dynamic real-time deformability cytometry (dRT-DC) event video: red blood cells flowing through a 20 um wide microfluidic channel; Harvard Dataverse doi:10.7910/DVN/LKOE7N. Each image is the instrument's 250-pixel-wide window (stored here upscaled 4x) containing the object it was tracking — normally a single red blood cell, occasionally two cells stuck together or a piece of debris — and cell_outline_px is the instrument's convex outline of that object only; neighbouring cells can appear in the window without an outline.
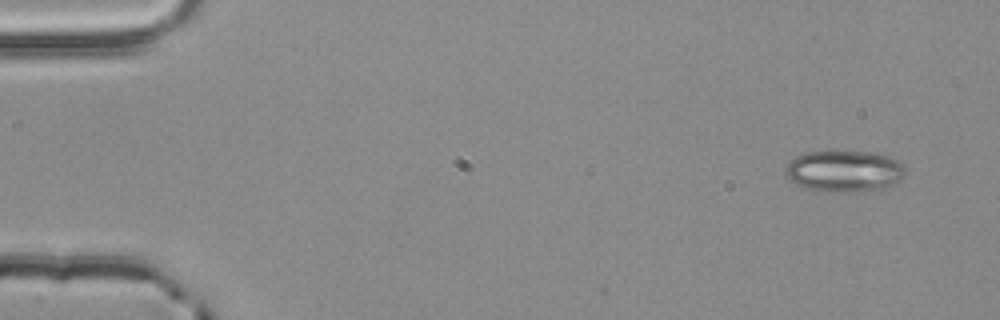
{"species": "common noctule bat (a hibernating species)", "species_latin": "Nyctalus noctula", "temperature_condition": "room temperature", "stored_images_in_passage": 5, "camera_frame_rate_fps": 3000, "um_per_image_px": 0.085, "animal": {"sex": "male", "body_mass_g": 20.4}, "frame": {"image": 1, "passage_image": 1, "time_ms": 0.0, "image_size_px": [1000, 320], "cell_outline_px": [[904, 176], [900, 180], [884, 188], [852, 192], [828, 192], [804, 188], [796, 184], [784, 176], [784, 168], [788, 160], [804, 152], [868, 152], [888, 156], [896, 160], [904, 168]], "centroid_in_image_um": [71.67, 14.56], "position_along_channel_um": 13.3, "area_um2": 29.02}}
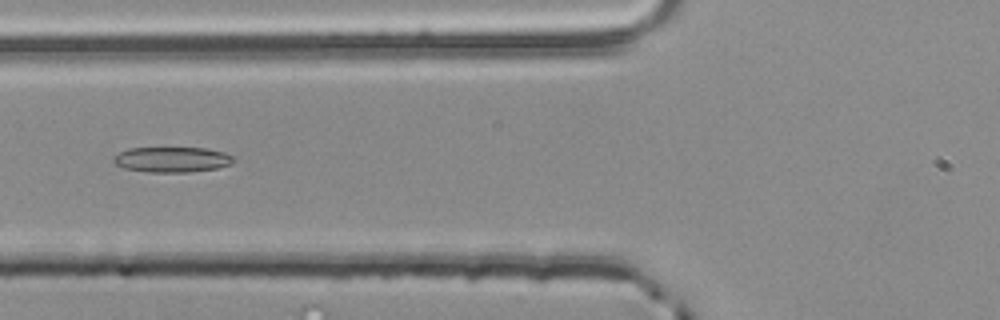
{"frame": {"image": 2, "passage_image": 5, "time_ms": 1.333, "image_size_px": [1000, 320], "cell_outline_px": [[236, 160], [232, 164], [216, 168], [188, 172], [148, 172], [124, 168], [116, 164], [112, 160], [112, 156], [128, 148], [208, 148], [224, 152], [232, 156]], "centroid_in_image_um": [14.62, 13.56], "position_along_channel_um": 111.2, "area_um2": 17.8}}